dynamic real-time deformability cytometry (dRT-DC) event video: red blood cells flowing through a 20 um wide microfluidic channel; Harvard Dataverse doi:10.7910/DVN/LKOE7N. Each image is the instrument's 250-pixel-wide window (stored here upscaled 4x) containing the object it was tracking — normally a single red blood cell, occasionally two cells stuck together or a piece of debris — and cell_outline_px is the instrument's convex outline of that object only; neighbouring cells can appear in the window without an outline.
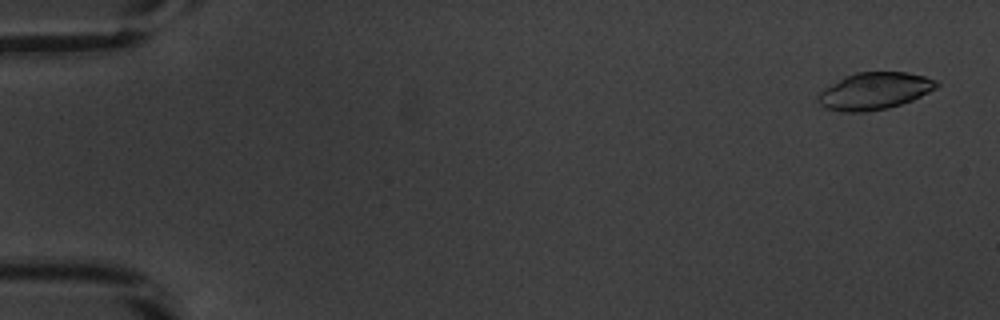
{"species": "common noctule bat (a hibernating species)", "species_latin": "Nyctalus noctula", "temperature_condition": "warm", "stored_images_in_passage": 54, "camera_frame_rate_fps": 3000, "um_per_image_px": 0.085, "animal": {"sex": "male", "body_mass_g": 20.1, "forearm_length_mm": 53.5}, "frame": {"image": 1, "passage_image": 3, "time_ms": 0.667, "image_size_px": [1000, 320], "cell_outline_px": [[940, 84], [936, 88], [912, 100], [888, 108], [864, 112], [840, 112], [828, 108], [820, 104], [816, 100], [816, 96], [824, 88], [844, 76], [856, 72], [908, 72], [924, 76], [936, 80]], "centroid_in_image_um": [74.31, 7.73], "position_along_channel_um": 10.7, "area_um2": 25.61}}
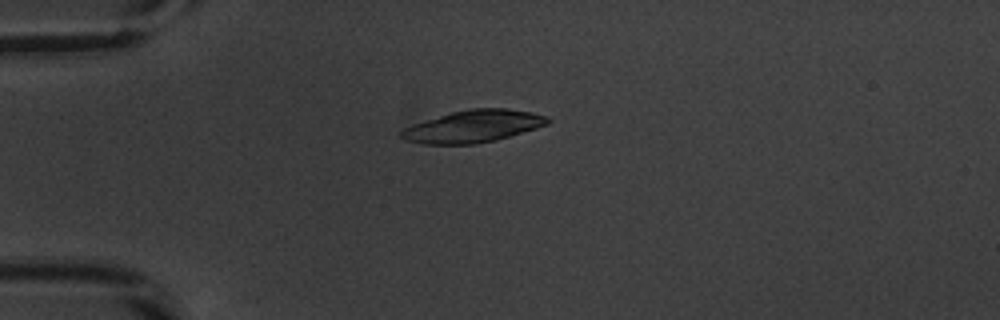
{"frame": {"image": 2, "passage_image": 15, "time_ms": 4.667, "image_size_px": [1000, 320], "cell_outline_px": [[552, 120], [548, 124], [536, 128], [496, 140], [476, 144], [424, 144], [404, 140], [396, 132], [412, 124], [452, 112], [468, 108], [508, 108], [532, 112], [548, 116]], "centroid_in_image_um": [40.21, 10.73], "position_along_channel_um": 44.8, "area_um2": 27.69}}
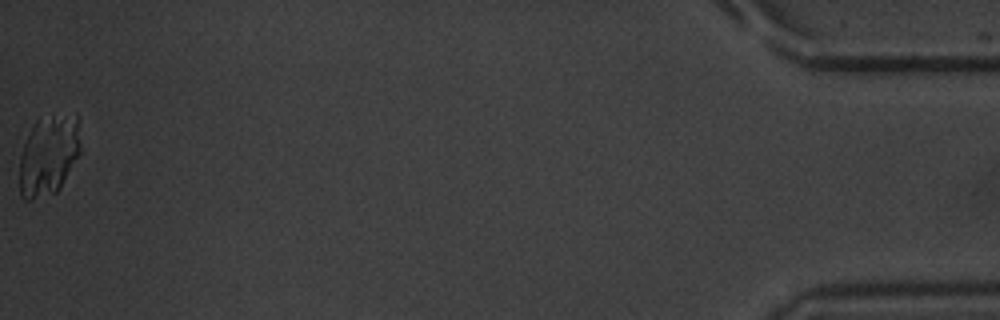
{"frame": {"image": 3, "passage_image": 54, "time_ms": 17.667, "image_size_px": [1000, 320], "cell_outline_px": [[80, 152], [60, 188], [56, 192], [32, 200], [24, 200], [20, 196], [20, 156], [24, 144], [36, 120], [52, 116], [76, 112], [80, 120]], "centroid_in_image_um": [4.16, 13.18], "position_along_channel_um": 431.0, "area_um2": 28.78}}